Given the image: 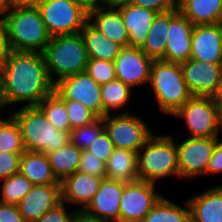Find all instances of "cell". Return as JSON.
Wrapping results in <instances>:
<instances>
[{
    "label": "cell",
    "mask_w": 222,
    "mask_h": 222,
    "mask_svg": "<svg viewBox=\"0 0 222 222\" xmlns=\"http://www.w3.org/2000/svg\"><path fill=\"white\" fill-rule=\"evenodd\" d=\"M179 13L178 8L157 13L144 44L140 47L150 59L164 60L167 32L170 21Z\"/></svg>",
    "instance_id": "603a6c76"
},
{
    "label": "cell",
    "mask_w": 222,
    "mask_h": 222,
    "mask_svg": "<svg viewBox=\"0 0 222 222\" xmlns=\"http://www.w3.org/2000/svg\"><path fill=\"white\" fill-rule=\"evenodd\" d=\"M180 67L193 96H211L222 75V63L189 59L181 62Z\"/></svg>",
    "instance_id": "5bb4252c"
},
{
    "label": "cell",
    "mask_w": 222,
    "mask_h": 222,
    "mask_svg": "<svg viewBox=\"0 0 222 222\" xmlns=\"http://www.w3.org/2000/svg\"><path fill=\"white\" fill-rule=\"evenodd\" d=\"M156 184L135 180L124 184L120 201V222H141L163 196Z\"/></svg>",
    "instance_id": "8fae6325"
},
{
    "label": "cell",
    "mask_w": 222,
    "mask_h": 222,
    "mask_svg": "<svg viewBox=\"0 0 222 222\" xmlns=\"http://www.w3.org/2000/svg\"><path fill=\"white\" fill-rule=\"evenodd\" d=\"M141 222H191L187 200L183 206L162 196Z\"/></svg>",
    "instance_id": "f546056e"
},
{
    "label": "cell",
    "mask_w": 222,
    "mask_h": 222,
    "mask_svg": "<svg viewBox=\"0 0 222 222\" xmlns=\"http://www.w3.org/2000/svg\"><path fill=\"white\" fill-rule=\"evenodd\" d=\"M3 19L12 51L42 53L50 42L51 36L37 6L14 4Z\"/></svg>",
    "instance_id": "7a4b0ae2"
},
{
    "label": "cell",
    "mask_w": 222,
    "mask_h": 222,
    "mask_svg": "<svg viewBox=\"0 0 222 222\" xmlns=\"http://www.w3.org/2000/svg\"><path fill=\"white\" fill-rule=\"evenodd\" d=\"M103 123L104 130L115 148L139 153L153 135L148 122L132 112L105 115Z\"/></svg>",
    "instance_id": "ba28073f"
},
{
    "label": "cell",
    "mask_w": 222,
    "mask_h": 222,
    "mask_svg": "<svg viewBox=\"0 0 222 222\" xmlns=\"http://www.w3.org/2000/svg\"><path fill=\"white\" fill-rule=\"evenodd\" d=\"M25 151L21 130L15 118L10 115L0 118V153H23Z\"/></svg>",
    "instance_id": "d6a6232c"
},
{
    "label": "cell",
    "mask_w": 222,
    "mask_h": 222,
    "mask_svg": "<svg viewBox=\"0 0 222 222\" xmlns=\"http://www.w3.org/2000/svg\"><path fill=\"white\" fill-rule=\"evenodd\" d=\"M53 91L42 53L10 51L0 66V113L17 103L38 106Z\"/></svg>",
    "instance_id": "6da1fadb"
},
{
    "label": "cell",
    "mask_w": 222,
    "mask_h": 222,
    "mask_svg": "<svg viewBox=\"0 0 222 222\" xmlns=\"http://www.w3.org/2000/svg\"><path fill=\"white\" fill-rule=\"evenodd\" d=\"M61 202V184H39L32 187L17 207L26 222H36Z\"/></svg>",
    "instance_id": "9a60e30c"
},
{
    "label": "cell",
    "mask_w": 222,
    "mask_h": 222,
    "mask_svg": "<svg viewBox=\"0 0 222 222\" xmlns=\"http://www.w3.org/2000/svg\"><path fill=\"white\" fill-rule=\"evenodd\" d=\"M38 106L45 113L47 120L58 130L71 133L70 122L64 101L53 91Z\"/></svg>",
    "instance_id": "4dcf8cb0"
},
{
    "label": "cell",
    "mask_w": 222,
    "mask_h": 222,
    "mask_svg": "<svg viewBox=\"0 0 222 222\" xmlns=\"http://www.w3.org/2000/svg\"><path fill=\"white\" fill-rule=\"evenodd\" d=\"M13 5V0H0V18H4Z\"/></svg>",
    "instance_id": "c3c4849f"
},
{
    "label": "cell",
    "mask_w": 222,
    "mask_h": 222,
    "mask_svg": "<svg viewBox=\"0 0 222 222\" xmlns=\"http://www.w3.org/2000/svg\"><path fill=\"white\" fill-rule=\"evenodd\" d=\"M37 7L51 37L77 34L88 21V10L75 0H45Z\"/></svg>",
    "instance_id": "52a82bcc"
},
{
    "label": "cell",
    "mask_w": 222,
    "mask_h": 222,
    "mask_svg": "<svg viewBox=\"0 0 222 222\" xmlns=\"http://www.w3.org/2000/svg\"><path fill=\"white\" fill-rule=\"evenodd\" d=\"M88 22L109 40L129 46V35L120 12L107 6L88 10Z\"/></svg>",
    "instance_id": "ffe728a7"
},
{
    "label": "cell",
    "mask_w": 222,
    "mask_h": 222,
    "mask_svg": "<svg viewBox=\"0 0 222 222\" xmlns=\"http://www.w3.org/2000/svg\"><path fill=\"white\" fill-rule=\"evenodd\" d=\"M76 2L81 3L87 10L105 6L106 0H75Z\"/></svg>",
    "instance_id": "7dc6e473"
},
{
    "label": "cell",
    "mask_w": 222,
    "mask_h": 222,
    "mask_svg": "<svg viewBox=\"0 0 222 222\" xmlns=\"http://www.w3.org/2000/svg\"><path fill=\"white\" fill-rule=\"evenodd\" d=\"M104 131L103 117L98 118L93 123L76 127L71 130V142L79 147L82 151L87 150L93 141Z\"/></svg>",
    "instance_id": "836d02e7"
},
{
    "label": "cell",
    "mask_w": 222,
    "mask_h": 222,
    "mask_svg": "<svg viewBox=\"0 0 222 222\" xmlns=\"http://www.w3.org/2000/svg\"><path fill=\"white\" fill-rule=\"evenodd\" d=\"M221 136L216 138V145L212 157L208 163L206 175H218L222 173V140Z\"/></svg>",
    "instance_id": "b9f144b4"
},
{
    "label": "cell",
    "mask_w": 222,
    "mask_h": 222,
    "mask_svg": "<svg viewBox=\"0 0 222 222\" xmlns=\"http://www.w3.org/2000/svg\"><path fill=\"white\" fill-rule=\"evenodd\" d=\"M54 92L62 100L79 102L102 118L101 85L87 71L59 80L54 84Z\"/></svg>",
    "instance_id": "7c38bea8"
},
{
    "label": "cell",
    "mask_w": 222,
    "mask_h": 222,
    "mask_svg": "<svg viewBox=\"0 0 222 222\" xmlns=\"http://www.w3.org/2000/svg\"><path fill=\"white\" fill-rule=\"evenodd\" d=\"M153 60L143 53L140 47H122L114 60L116 79L121 80L132 89L149 83Z\"/></svg>",
    "instance_id": "4fadbf2b"
},
{
    "label": "cell",
    "mask_w": 222,
    "mask_h": 222,
    "mask_svg": "<svg viewBox=\"0 0 222 222\" xmlns=\"http://www.w3.org/2000/svg\"><path fill=\"white\" fill-rule=\"evenodd\" d=\"M124 184V182L104 178L98 191L83 210L109 222H120V201Z\"/></svg>",
    "instance_id": "2e32d148"
},
{
    "label": "cell",
    "mask_w": 222,
    "mask_h": 222,
    "mask_svg": "<svg viewBox=\"0 0 222 222\" xmlns=\"http://www.w3.org/2000/svg\"><path fill=\"white\" fill-rule=\"evenodd\" d=\"M34 185L60 184L55 177L46 154L24 151L20 159V171Z\"/></svg>",
    "instance_id": "4316f807"
},
{
    "label": "cell",
    "mask_w": 222,
    "mask_h": 222,
    "mask_svg": "<svg viewBox=\"0 0 222 222\" xmlns=\"http://www.w3.org/2000/svg\"><path fill=\"white\" fill-rule=\"evenodd\" d=\"M21 130L25 151L47 154L71 142L70 132L58 130L39 106H21L11 114Z\"/></svg>",
    "instance_id": "3957f363"
},
{
    "label": "cell",
    "mask_w": 222,
    "mask_h": 222,
    "mask_svg": "<svg viewBox=\"0 0 222 222\" xmlns=\"http://www.w3.org/2000/svg\"><path fill=\"white\" fill-rule=\"evenodd\" d=\"M72 222H109L99 217L92 216L84 210L77 209L72 217Z\"/></svg>",
    "instance_id": "f6af8a7d"
},
{
    "label": "cell",
    "mask_w": 222,
    "mask_h": 222,
    "mask_svg": "<svg viewBox=\"0 0 222 222\" xmlns=\"http://www.w3.org/2000/svg\"><path fill=\"white\" fill-rule=\"evenodd\" d=\"M131 3L142 8L153 10L157 13L178 8V0H132Z\"/></svg>",
    "instance_id": "60d3db41"
},
{
    "label": "cell",
    "mask_w": 222,
    "mask_h": 222,
    "mask_svg": "<svg viewBox=\"0 0 222 222\" xmlns=\"http://www.w3.org/2000/svg\"><path fill=\"white\" fill-rule=\"evenodd\" d=\"M55 177L61 182L78 171L82 150L69 142L57 151L46 154Z\"/></svg>",
    "instance_id": "83f0119b"
},
{
    "label": "cell",
    "mask_w": 222,
    "mask_h": 222,
    "mask_svg": "<svg viewBox=\"0 0 222 222\" xmlns=\"http://www.w3.org/2000/svg\"><path fill=\"white\" fill-rule=\"evenodd\" d=\"M86 71L98 85L107 84L116 79L114 62L89 59Z\"/></svg>",
    "instance_id": "d590c367"
},
{
    "label": "cell",
    "mask_w": 222,
    "mask_h": 222,
    "mask_svg": "<svg viewBox=\"0 0 222 222\" xmlns=\"http://www.w3.org/2000/svg\"><path fill=\"white\" fill-rule=\"evenodd\" d=\"M132 0H106L105 6L111 8H117L124 4H130Z\"/></svg>",
    "instance_id": "681fc988"
},
{
    "label": "cell",
    "mask_w": 222,
    "mask_h": 222,
    "mask_svg": "<svg viewBox=\"0 0 222 222\" xmlns=\"http://www.w3.org/2000/svg\"><path fill=\"white\" fill-rule=\"evenodd\" d=\"M148 84L153 90L159 111L170 116L193 96L177 62L153 60Z\"/></svg>",
    "instance_id": "277c9868"
},
{
    "label": "cell",
    "mask_w": 222,
    "mask_h": 222,
    "mask_svg": "<svg viewBox=\"0 0 222 222\" xmlns=\"http://www.w3.org/2000/svg\"><path fill=\"white\" fill-rule=\"evenodd\" d=\"M42 54L53 84L86 71L89 60L80 33L51 37Z\"/></svg>",
    "instance_id": "8992f818"
},
{
    "label": "cell",
    "mask_w": 222,
    "mask_h": 222,
    "mask_svg": "<svg viewBox=\"0 0 222 222\" xmlns=\"http://www.w3.org/2000/svg\"><path fill=\"white\" fill-rule=\"evenodd\" d=\"M190 59L222 63V25H196L192 31Z\"/></svg>",
    "instance_id": "e0dca14e"
},
{
    "label": "cell",
    "mask_w": 222,
    "mask_h": 222,
    "mask_svg": "<svg viewBox=\"0 0 222 222\" xmlns=\"http://www.w3.org/2000/svg\"><path fill=\"white\" fill-rule=\"evenodd\" d=\"M106 178L124 183L139 180L138 153L114 148L106 162Z\"/></svg>",
    "instance_id": "484cf974"
},
{
    "label": "cell",
    "mask_w": 222,
    "mask_h": 222,
    "mask_svg": "<svg viewBox=\"0 0 222 222\" xmlns=\"http://www.w3.org/2000/svg\"><path fill=\"white\" fill-rule=\"evenodd\" d=\"M186 200L191 222H222V188L219 185Z\"/></svg>",
    "instance_id": "7402d4cb"
},
{
    "label": "cell",
    "mask_w": 222,
    "mask_h": 222,
    "mask_svg": "<svg viewBox=\"0 0 222 222\" xmlns=\"http://www.w3.org/2000/svg\"><path fill=\"white\" fill-rule=\"evenodd\" d=\"M210 98L220 110L222 108V75L218 81L215 91L211 94Z\"/></svg>",
    "instance_id": "bcb514c9"
},
{
    "label": "cell",
    "mask_w": 222,
    "mask_h": 222,
    "mask_svg": "<svg viewBox=\"0 0 222 222\" xmlns=\"http://www.w3.org/2000/svg\"><path fill=\"white\" fill-rule=\"evenodd\" d=\"M219 117H220V132L222 133V108L219 110Z\"/></svg>",
    "instance_id": "816d5d0a"
},
{
    "label": "cell",
    "mask_w": 222,
    "mask_h": 222,
    "mask_svg": "<svg viewBox=\"0 0 222 222\" xmlns=\"http://www.w3.org/2000/svg\"><path fill=\"white\" fill-rule=\"evenodd\" d=\"M102 180L103 178L98 176L75 172L60 182L61 201L68 204V207L76 205V210H83L98 191Z\"/></svg>",
    "instance_id": "d6986e66"
},
{
    "label": "cell",
    "mask_w": 222,
    "mask_h": 222,
    "mask_svg": "<svg viewBox=\"0 0 222 222\" xmlns=\"http://www.w3.org/2000/svg\"><path fill=\"white\" fill-rule=\"evenodd\" d=\"M68 114L71 130L76 127L86 126L99 117L89 108L73 100H63Z\"/></svg>",
    "instance_id": "e575fe53"
},
{
    "label": "cell",
    "mask_w": 222,
    "mask_h": 222,
    "mask_svg": "<svg viewBox=\"0 0 222 222\" xmlns=\"http://www.w3.org/2000/svg\"><path fill=\"white\" fill-rule=\"evenodd\" d=\"M67 206L66 203H59L54 208L48 210L36 222H72V217L76 209L68 212Z\"/></svg>",
    "instance_id": "ab89813d"
},
{
    "label": "cell",
    "mask_w": 222,
    "mask_h": 222,
    "mask_svg": "<svg viewBox=\"0 0 222 222\" xmlns=\"http://www.w3.org/2000/svg\"><path fill=\"white\" fill-rule=\"evenodd\" d=\"M216 145V138L188 137L177 143L179 179H193L206 175L208 163Z\"/></svg>",
    "instance_id": "30bf717a"
},
{
    "label": "cell",
    "mask_w": 222,
    "mask_h": 222,
    "mask_svg": "<svg viewBox=\"0 0 222 222\" xmlns=\"http://www.w3.org/2000/svg\"><path fill=\"white\" fill-rule=\"evenodd\" d=\"M184 119L189 137L217 138L220 135L219 109L210 96H192L173 115Z\"/></svg>",
    "instance_id": "9c48e42d"
},
{
    "label": "cell",
    "mask_w": 222,
    "mask_h": 222,
    "mask_svg": "<svg viewBox=\"0 0 222 222\" xmlns=\"http://www.w3.org/2000/svg\"><path fill=\"white\" fill-rule=\"evenodd\" d=\"M139 180L156 184L165 177L179 178L178 150L172 134H153L138 153Z\"/></svg>",
    "instance_id": "5b68a950"
},
{
    "label": "cell",
    "mask_w": 222,
    "mask_h": 222,
    "mask_svg": "<svg viewBox=\"0 0 222 222\" xmlns=\"http://www.w3.org/2000/svg\"><path fill=\"white\" fill-rule=\"evenodd\" d=\"M16 5H31L37 6L45 0H13Z\"/></svg>",
    "instance_id": "f907efd6"
},
{
    "label": "cell",
    "mask_w": 222,
    "mask_h": 222,
    "mask_svg": "<svg viewBox=\"0 0 222 222\" xmlns=\"http://www.w3.org/2000/svg\"><path fill=\"white\" fill-rule=\"evenodd\" d=\"M78 171L104 179L106 178V163L87 150H83Z\"/></svg>",
    "instance_id": "8d00e7d4"
},
{
    "label": "cell",
    "mask_w": 222,
    "mask_h": 222,
    "mask_svg": "<svg viewBox=\"0 0 222 222\" xmlns=\"http://www.w3.org/2000/svg\"><path fill=\"white\" fill-rule=\"evenodd\" d=\"M132 90L130 86L118 79L101 85L102 117L113 114L114 111L115 114L116 112L119 114L121 109V113L131 112L129 110L124 111L123 108L127 106L128 102L132 99Z\"/></svg>",
    "instance_id": "f1b7e54d"
},
{
    "label": "cell",
    "mask_w": 222,
    "mask_h": 222,
    "mask_svg": "<svg viewBox=\"0 0 222 222\" xmlns=\"http://www.w3.org/2000/svg\"><path fill=\"white\" fill-rule=\"evenodd\" d=\"M0 182V202L16 205L34 186V184L20 172L8 178L1 179Z\"/></svg>",
    "instance_id": "1f68e13d"
},
{
    "label": "cell",
    "mask_w": 222,
    "mask_h": 222,
    "mask_svg": "<svg viewBox=\"0 0 222 222\" xmlns=\"http://www.w3.org/2000/svg\"><path fill=\"white\" fill-rule=\"evenodd\" d=\"M178 10L194 26L219 24L222 16V0H178Z\"/></svg>",
    "instance_id": "cb8c5ba5"
},
{
    "label": "cell",
    "mask_w": 222,
    "mask_h": 222,
    "mask_svg": "<svg viewBox=\"0 0 222 222\" xmlns=\"http://www.w3.org/2000/svg\"><path fill=\"white\" fill-rule=\"evenodd\" d=\"M22 153H0V180L19 173Z\"/></svg>",
    "instance_id": "f35d334b"
},
{
    "label": "cell",
    "mask_w": 222,
    "mask_h": 222,
    "mask_svg": "<svg viewBox=\"0 0 222 222\" xmlns=\"http://www.w3.org/2000/svg\"><path fill=\"white\" fill-rule=\"evenodd\" d=\"M193 27L180 12L170 21L164 61L181 63L190 59Z\"/></svg>",
    "instance_id": "ac0fdd59"
},
{
    "label": "cell",
    "mask_w": 222,
    "mask_h": 222,
    "mask_svg": "<svg viewBox=\"0 0 222 222\" xmlns=\"http://www.w3.org/2000/svg\"><path fill=\"white\" fill-rule=\"evenodd\" d=\"M123 19L129 35V46L141 47L151 28L157 12L136 6L132 3L116 8Z\"/></svg>",
    "instance_id": "44dd1931"
},
{
    "label": "cell",
    "mask_w": 222,
    "mask_h": 222,
    "mask_svg": "<svg viewBox=\"0 0 222 222\" xmlns=\"http://www.w3.org/2000/svg\"><path fill=\"white\" fill-rule=\"evenodd\" d=\"M10 51L6 24L4 19L0 18V66L8 58Z\"/></svg>",
    "instance_id": "ee69618b"
},
{
    "label": "cell",
    "mask_w": 222,
    "mask_h": 222,
    "mask_svg": "<svg viewBox=\"0 0 222 222\" xmlns=\"http://www.w3.org/2000/svg\"><path fill=\"white\" fill-rule=\"evenodd\" d=\"M114 148L112 141L104 130L101 135L93 141L87 151L106 163L108 158L112 155Z\"/></svg>",
    "instance_id": "74e56055"
},
{
    "label": "cell",
    "mask_w": 222,
    "mask_h": 222,
    "mask_svg": "<svg viewBox=\"0 0 222 222\" xmlns=\"http://www.w3.org/2000/svg\"><path fill=\"white\" fill-rule=\"evenodd\" d=\"M84 42L89 59H100L114 62L122 46L109 40L94 28L88 21L79 32Z\"/></svg>",
    "instance_id": "d4e9b609"
},
{
    "label": "cell",
    "mask_w": 222,
    "mask_h": 222,
    "mask_svg": "<svg viewBox=\"0 0 222 222\" xmlns=\"http://www.w3.org/2000/svg\"><path fill=\"white\" fill-rule=\"evenodd\" d=\"M0 222H26L16 204L0 202Z\"/></svg>",
    "instance_id": "7bdbcfd3"
}]
</instances>
